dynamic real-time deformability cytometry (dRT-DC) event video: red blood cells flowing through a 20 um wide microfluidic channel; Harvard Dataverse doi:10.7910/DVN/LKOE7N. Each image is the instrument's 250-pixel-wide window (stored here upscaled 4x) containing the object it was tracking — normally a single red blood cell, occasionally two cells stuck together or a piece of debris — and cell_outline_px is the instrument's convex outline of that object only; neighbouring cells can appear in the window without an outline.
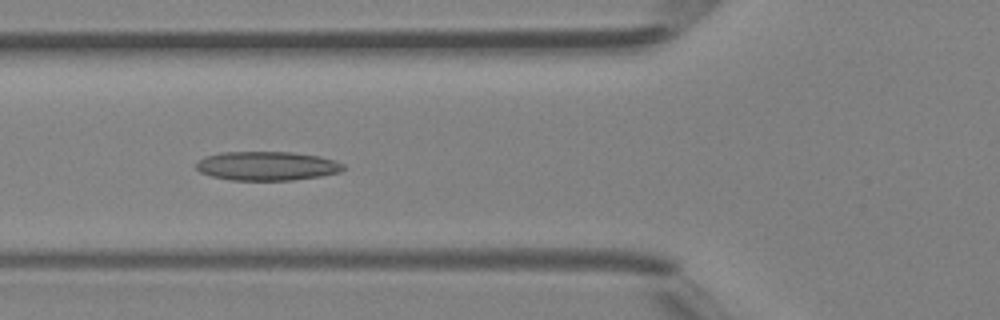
{"species": "Egyptian fruit bat (a non-hibernating species)", "species_latin": "Rousettus aegyptiacus", "temperature_condition": "room temperature", "stored_images_in_passage": 43, "camera_frame_rate_fps": 3000, "um_per_image_px": 0.085, "animal": {"sex": "female"}, "frame": {"image": 1, "passage_image": 16, "time_ms": 5.0, "image_size_px": [1000, 320], "cell_outline_px": [[348, 168], [340, 172], [320, 176], [292, 180], [228, 180], [212, 176], [200, 172], [196, 168], [196, 164], [204, 156], [220, 152], [292, 152], [320, 156], [336, 160], [344, 164]], "centroid_in_image_um": [22.73, 14.1], "position_along_channel_um": 103.1, "area_um2": 25.09}}
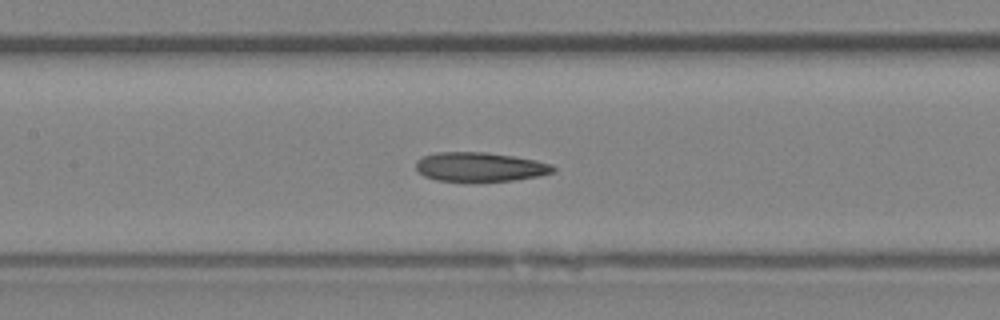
{"frame": {"image": 2, "passage_image": 20, "time_ms": 6.333, "image_size_px": [1000, 320], "cell_outline_px": [[556, 172], [540, 176], [512, 180], [436, 180], [424, 176], [416, 168], [416, 160], [424, 156], [436, 152], [484, 152], [512, 156], [536, 160], [552, 164], [556, 168]], "centroid_in_image_um": [40.83, 14.17], "position_along_channel_um": 166.6, "area_um2": 23.06}}
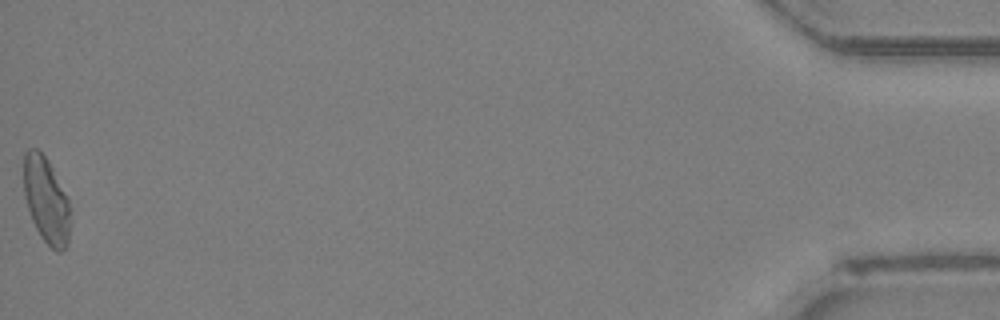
{"frame": {"image": 3, "passage_image": 43, "time_ms": 14.0, "image_size_px": [1000, 320], "cell_outline_px": [[68, 244], [60, 252], [56, 252], [40, 236], [32, 220], [24, 196], [24, 152], [28, 148], [36, 148], [48, 160], [68, 196]], "centroid_in_image_um": [3.91, 16.99], "position_along_channel_um": 431.3, "area_um2": 23.06}}